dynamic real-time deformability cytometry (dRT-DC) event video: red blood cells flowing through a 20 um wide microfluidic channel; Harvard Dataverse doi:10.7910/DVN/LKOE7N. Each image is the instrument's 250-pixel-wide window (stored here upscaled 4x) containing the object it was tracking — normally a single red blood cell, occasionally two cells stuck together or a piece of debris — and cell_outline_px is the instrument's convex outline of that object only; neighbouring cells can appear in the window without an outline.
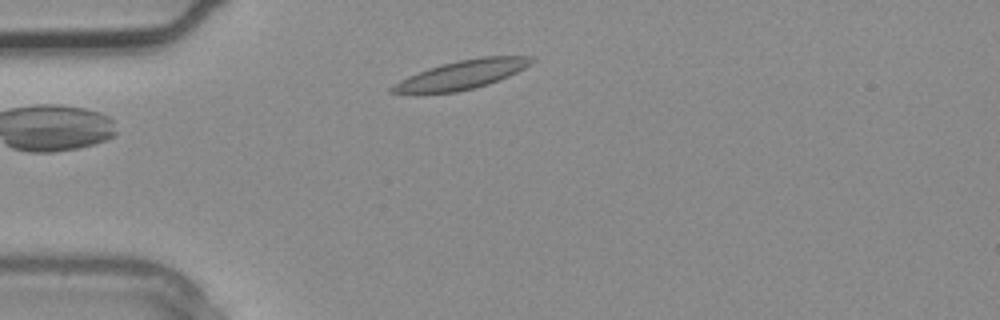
{"species": "common noctule bat (a hibernating species)", "species_latin": "Nyctalus noctula", "temperature_condition": "warm", "stored_images_in_passage": 4, "camera_frame_rate_fps": 3000, "um_per_image_px": 0.085, "animal": {"sex": "male", "body_mass_g": 20.4}, "frame": {"image": 1, "passage_image": 3, "time_ms": 0.667, "image_size_px": [1000, 320], "cell_outline_px": [[536, 60], [524, 68], [500, 80], [488, 84], [456, 92], [388, 92], [388, 88], [400, 80], [408, 76], [428, 68], [460, 60], [484, 56], [532, 56]], "centroid_in_image_um": [39.3, 6.33], "position_along_channel_um": 45.7, "area_um2": 22.89}}